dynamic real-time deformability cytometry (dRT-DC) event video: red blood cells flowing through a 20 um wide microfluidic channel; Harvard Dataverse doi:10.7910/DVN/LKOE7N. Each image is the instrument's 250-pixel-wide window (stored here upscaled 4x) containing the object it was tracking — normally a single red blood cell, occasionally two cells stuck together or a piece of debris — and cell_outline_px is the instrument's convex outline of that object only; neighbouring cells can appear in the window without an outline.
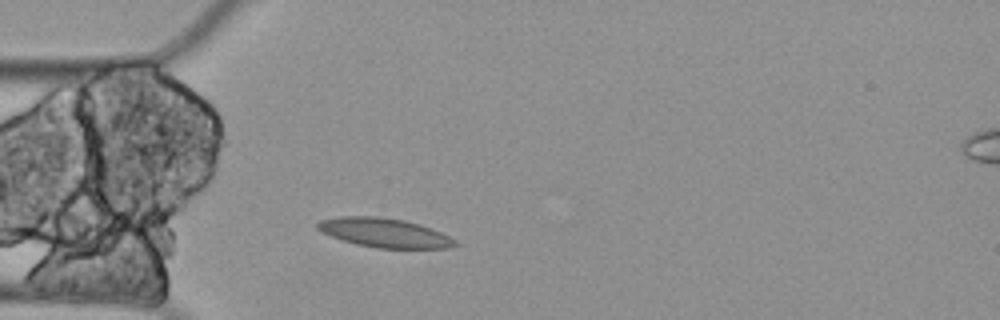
{"species": "Egyptian fruit bat (a non-hibernating species)", "species_latin": "Rousettus aegyptiacus", "temperature_condition": "cold", "stored_images_in_passage": 3, "camera_frame_rate_fps": 3000, "um_per_image_px": 0.085, "animal": {"sex": "female"}, "frame": {"image": 1, "passage_image": 3, "time_ms": 0.667, "image_size_px": [1000, 320], "cell_outline_px": [[460, 244], [448, 248], [376, 248], [356, 244], [320, 232], [316, 228], [316, 224], [320, 220], [340, 216], [376, 216], [404, 220], [420, 224], [440, 232], [456, 240]], "centroid_in_image_um": [32.67, 19.78], "position_along_channel_um": 52.3, "area_um2": 23.35}}